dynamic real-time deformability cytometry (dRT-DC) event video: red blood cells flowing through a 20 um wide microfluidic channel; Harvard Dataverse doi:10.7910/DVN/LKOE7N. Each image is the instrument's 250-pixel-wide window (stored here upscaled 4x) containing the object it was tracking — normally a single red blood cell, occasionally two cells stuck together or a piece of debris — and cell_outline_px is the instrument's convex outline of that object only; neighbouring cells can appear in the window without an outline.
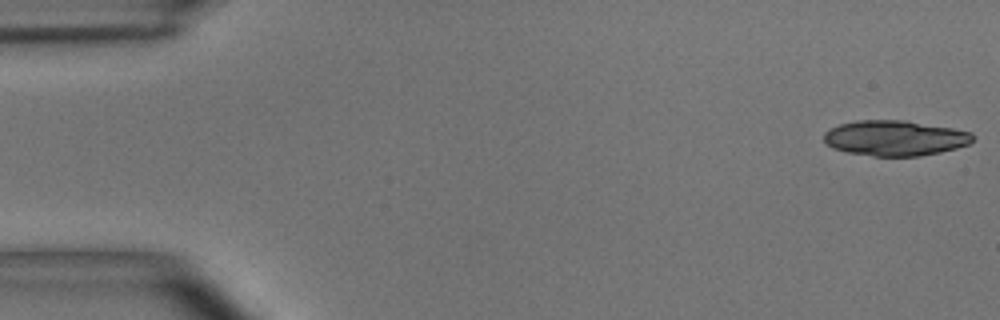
{"species": "common noctule bat (a hibernating species)", "species_latin": "Nyctalus noctula", "temperature_condition": "room temperature", "stored_images_in_passage": 19, "camera_frame_rate_fps": 3000, "um_per_image_px": 0.085, "animal": {"sex": "male", "body_mass_g": 15.6}, "frame": {"image": 1, "passage_image": 1, "time_ms": 0.0, "image_size_px": [1000, 320], "cell_outline_px": [[976, 136], [968, 144], [956, 148], [940, 152], [920, 156], [872, 156], [848, 152], [832, 148], [824, 140], [824, 132], [840, 124], [856, 120], [904, 120], [952, 128], [972, 132]], "centroid_in_image_um": [76.08, 11.73], "position_along_channel_um": 8.9, "area_um2": 30.63}}